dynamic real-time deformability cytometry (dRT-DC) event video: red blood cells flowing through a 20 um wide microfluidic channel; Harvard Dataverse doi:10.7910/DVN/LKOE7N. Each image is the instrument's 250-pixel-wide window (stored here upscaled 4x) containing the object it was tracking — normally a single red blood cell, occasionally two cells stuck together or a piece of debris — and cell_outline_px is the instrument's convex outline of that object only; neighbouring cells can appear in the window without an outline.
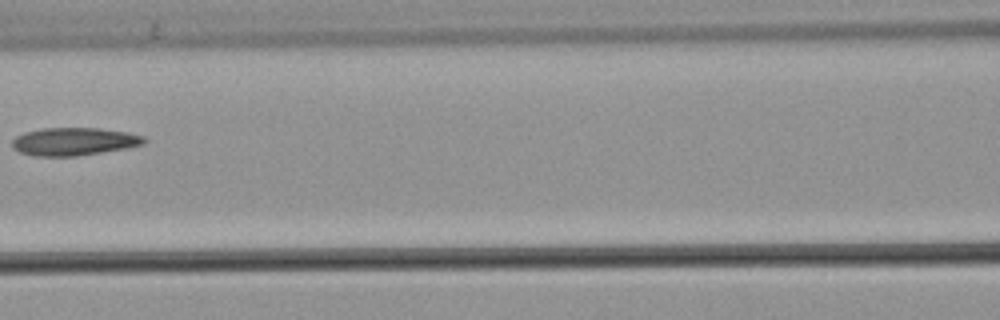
{"species": "common noctule bat (a hibernating species)", "species_latin": "Nyctalus noctula", "temperature_condition": "warm", "stored_images_in_passage": 4, "camera_frame_rate_fps": 3000, "um_per_image_px": 0.085, "animal": {"sex": "male", "body_mass_g": 21.5, "forearm_length_mm": 52.0}, "frame": {"image": 1, "passage_image": 4, "time_ms": 1.0, "image_size_px": [1000, 320], "cell_outline_px": [[148, 140], [144, 144], [124, 148], [76, 156], [32, 156], [20, 152], [12, 148], [12, 140], [16, 136], [24, 132], [40, 128], [100, 128], [124, 132], [144, 136]], "centroid_in_image_um": [6.24, 12.02], "position_along_channel_um": 160.4, "area_um2": 21.39}}